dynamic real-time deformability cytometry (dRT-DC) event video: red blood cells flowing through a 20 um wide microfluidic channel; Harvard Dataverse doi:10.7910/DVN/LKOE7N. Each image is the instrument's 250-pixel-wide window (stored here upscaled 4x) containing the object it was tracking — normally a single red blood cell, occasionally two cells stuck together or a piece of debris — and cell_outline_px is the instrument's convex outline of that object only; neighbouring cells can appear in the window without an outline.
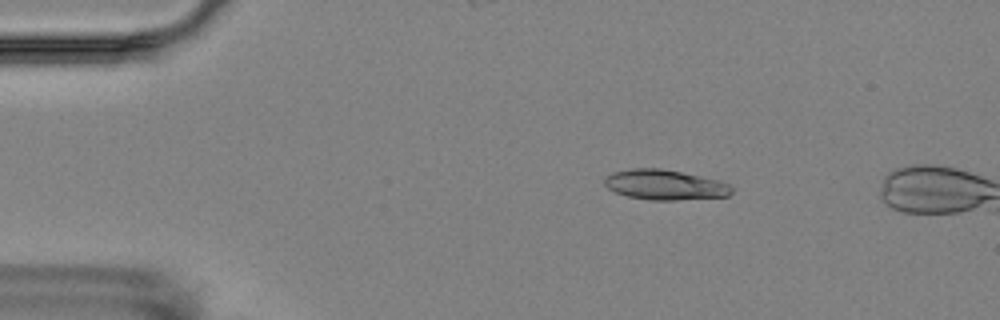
{"species": "Egyptian fruit bat (a non-hibernating species)", "species_latin": "Rousettus aegyptiacus", "temperature_condition": "room temperature", "stored_images_in_passage": 4, "camera_frame_rate_fps": 3000, "um_per_image_px": 0.085, "animal": {"sex": "female"}, "frame": {"image": 1, "passage_image": 3, "time_ms": 2.333, "image_size_px": [1000, 320], "cell_outline_px": [[732, 192], [728, 196], [676, 200], [652, 200], [628, 196], [616, 192], [608, 188], [604, 184], [604, 180], [612, 172], [632, 168], [660, 168], [700, 176], [716, 180], [728, 184], [732, 188]], "centroid_in_image_um": [56.49, 15.71], "position_along_channel_um": 28.5, "area_um2": 22.02}}